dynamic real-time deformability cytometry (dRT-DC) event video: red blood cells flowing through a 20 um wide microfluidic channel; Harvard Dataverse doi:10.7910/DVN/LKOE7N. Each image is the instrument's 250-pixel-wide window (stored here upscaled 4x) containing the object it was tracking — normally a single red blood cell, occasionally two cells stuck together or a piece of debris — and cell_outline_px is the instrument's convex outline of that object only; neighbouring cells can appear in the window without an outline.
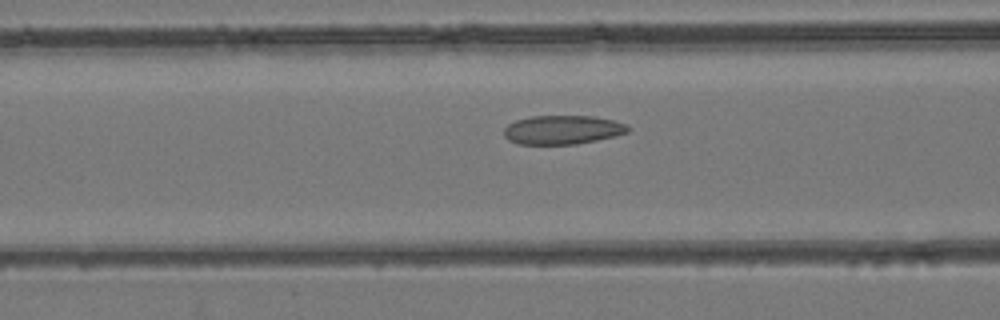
{"species": "common noctule bat (a hibernating species)", "species_latin": "Nyctalus noctula", "temperature_condition": "room temperature", "stored_images_in_passage": 50, "camera_frame_rate_fps": 3000, "um_per_image_px": 0.085, "animal": {"sex": "female", "body_mass_g": 24.6, "forearm_length_mm": 56.2}, "frame": {"image": 1, "passage_image": 20, "time_ms": 6.333, "image_size_px": [1000, 320], "cell_outline_px": [[632, 128], [628, 132], [616, 136], [576, 144], [516, 144], [508, 140], [504, 136], [504, 128], [508, 124], [516, 120], [532, 116], [592, 116], [612, 120], [628, 124]], "centroid_in_image_um": [47.83, 11.03], "position_along_channel_um": 118.8, "area_um2": 21.04}}
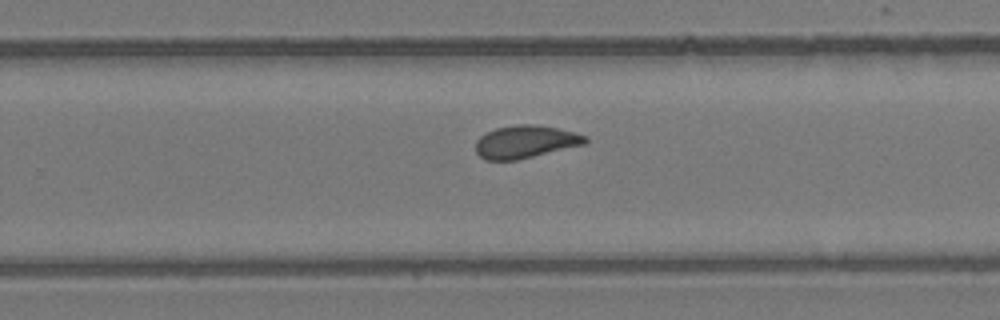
{"frame": {"image": 2, "passage_image": 32, "time_ms": 10.333, "image_size_px": [1000, 320], "cell_outline_px": [[588, 140], [584, 144], [516, 160], [484, 160], [476, 152], [476, 140], [480, 136], [496, 128], [516, 124], [536, 124], [576, 132], [588, 136]], "centroid_in_image_um": [44.66, 12.04], "position_along_channel_um": 285.1, "area_um2": 20.81}}
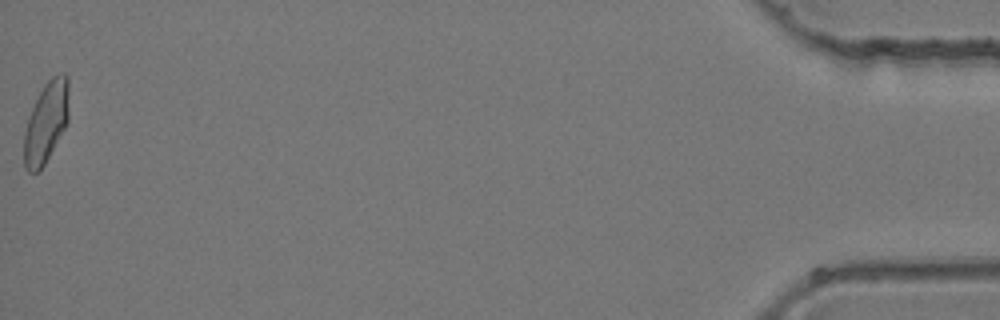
{"frame": {"image": 3, "passage_image": 50, "time_ms": 16.333, "image_size_px": [1000, 320], "cell_outline_px": [[68, 120], [64, 128], [40, 172], [28, 172], [24, 168], [24, 132], [28, 116], [44, 84], [52, 76], [60, 72], [64, 72], [68, 76]], "centroid_in_image_um": [3.91, 10.38], "position_along_channel_um": 431.3, "area_um2": 21.15}}